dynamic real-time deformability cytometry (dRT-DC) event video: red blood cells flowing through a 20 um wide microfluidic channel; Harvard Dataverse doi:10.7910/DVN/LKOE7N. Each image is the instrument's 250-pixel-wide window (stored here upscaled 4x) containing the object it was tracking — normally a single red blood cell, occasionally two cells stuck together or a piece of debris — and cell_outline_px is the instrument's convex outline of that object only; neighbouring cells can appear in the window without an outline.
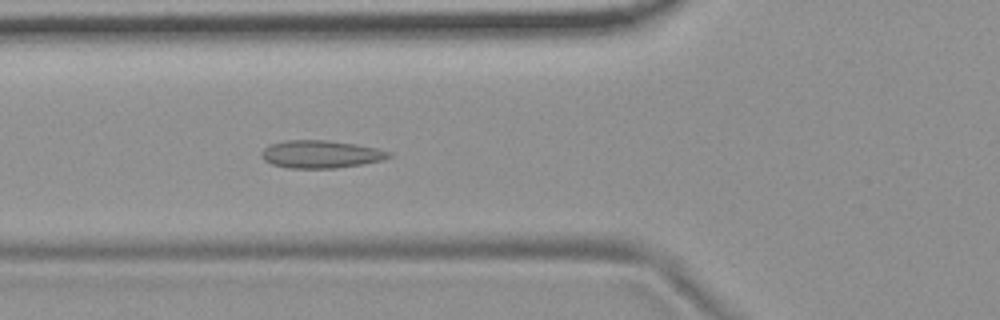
{"species": "common noctule bat (a hibernating species)", "species_latin": "Nyctalus noctula", "temperature_condition": "room temperature", "stored_images_in_passage": 53, "camera_frame_rate_fps": 3000, "um_per_image_px": 0.085, "animal": {"sex": "female", "body_mass_g": 19.9}, "frame": {"image": 1, "passage_image": 19, "time_ms": 6.0, "image_size_px": [1000, 320], "cell_outline_px": [[392, 156], [380, 160], [364, 164], [336, 168], [288, 168], [272, 164], [264, 160], [260, 156], [260, 152], [264, 148], [272, 144], [288, 140], [328, 140], [356, 144], [376, 148], [392, 152]], "centroid_in_image_um": [27.26, 13.11], "position_along_channel_um": 98.5, "area_um2": 20.58}}
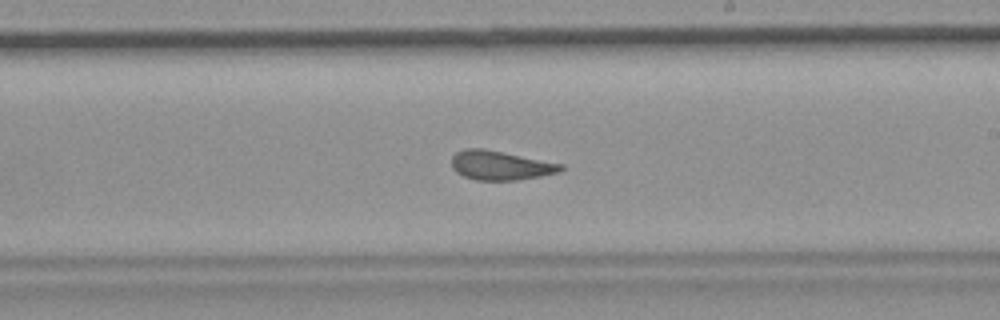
{"frame": {"image": 2, "passage_image": 31, "time_ms": 10.0, "image_size_px": [1000, 320], "cell_outline_px": [[564, 168], [560, 172], [540, 176], [516, 180], [476, 180], [464, 176], [456, 172], [452, 168], [452, 156], [456, 152], [464, 148], [484, 148], [564, 164]], "centroid_in_image_um": [42.53, 14.05], "position_along_channel_um": 246.5, "area_um2": 18.67}}
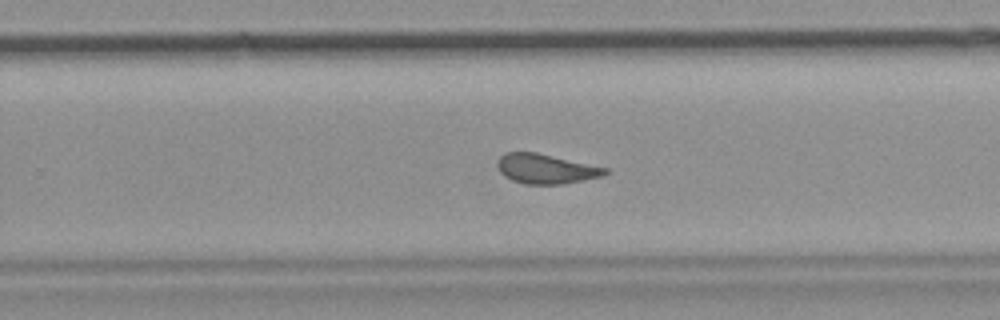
{"frame": {"image": 3, "passage_image": 34, "time_ms": 11.0, "image_size_px": [1000, 320], "cell_outline_px": [[608, 172], [604, 176], [564, 184], [524, 184], [512, 180], [504, 176], [500, 172], [496, 164], [500, 156], [508, 152], [536, 152], [608, 168]], "centroid_in_image_um": [46.4, 14.35], "position_along_channel_um": 283.4, "area_um2": 18.67}, "authors_computed_cell_mechanics": {"area_um2": 19.941, "velocity_mm_per_s": 3.7017, "shape_relaxation_time_tau1_ms": null, "shape_relaxation_time_tau2_ms": 1.6641, "deformation_change_tau1": null, "deformation_change_tau2": 0.0932}}